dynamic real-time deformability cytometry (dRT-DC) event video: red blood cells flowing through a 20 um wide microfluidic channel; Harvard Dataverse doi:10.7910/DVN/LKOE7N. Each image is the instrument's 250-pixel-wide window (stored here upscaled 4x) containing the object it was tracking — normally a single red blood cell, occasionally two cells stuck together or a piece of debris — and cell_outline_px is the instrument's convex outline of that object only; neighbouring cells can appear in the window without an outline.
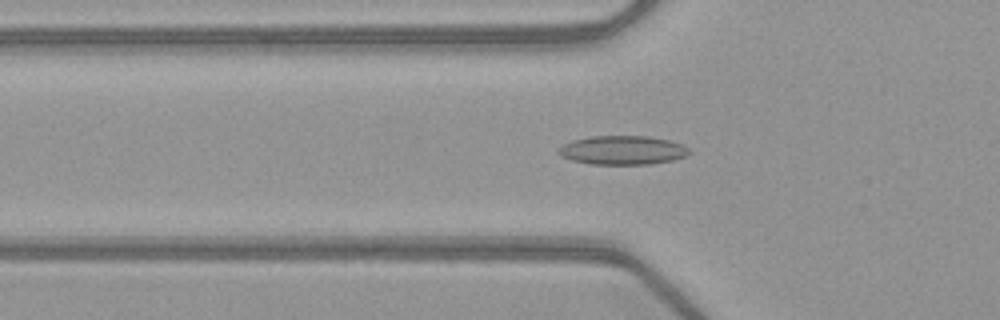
{"species": "common noctule bat (a hibernating species)", "species_latin": "Nyctalus noctula", "temperature_condition": "warm", "stored_images_in_passage": 48, "camera_frame_rate_fps": 3000, "um_per_image_px": 0.085, "animal": {"sex": "female", "body_mass_g": 21.9}, "frame": {"image": 1, "passage_image": 14, "time_ms": 4.333, "image_size_px": [1000, 320], "cell_outline_px": [[692, 152], [684, 156], [672, 160], [652, 164], [592, 164], [572, 160], [560, 156], [556, 152], [556, 148], [572, 140], [592, 136], [648, 136], [668, 140], [684, 144]], "centroid_in_image_um": [52.9, 12.76], "position_along_channel_um": 72.9, "area_um2": 22.14}}
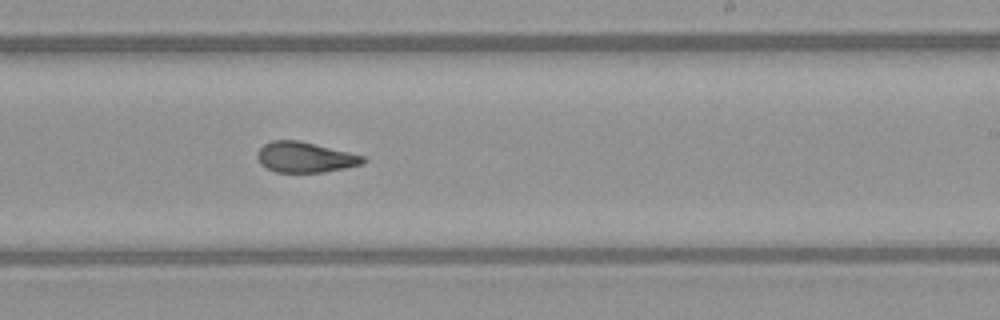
{"frame": {"image": 2, "passage_image": 28, "time_ms": 9.0, "image_size_px": [1000, 320], "cell_outline_px": [[368, 160], [364, 164], [324, 172], [276, 172], [260, 164], [256, 156], [256, 152], [264, 144], [272, 140], [300, 140], [364, 156]], "centroid_in_image_um": [25.92, 13.36], "position_along_channel_um": 263.1, "area_um2": 18.84}}
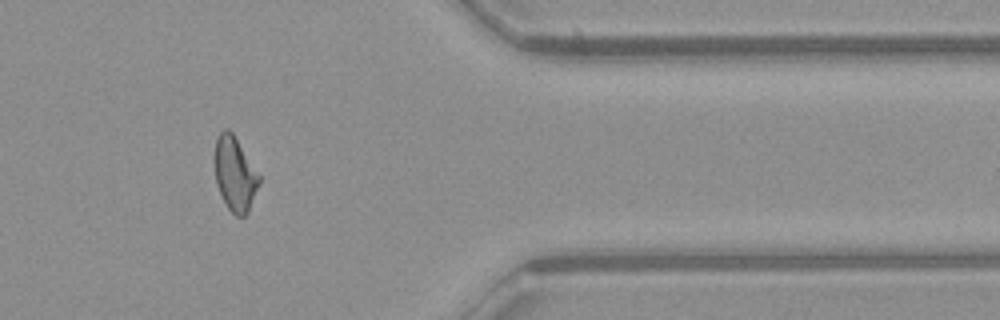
{"frame": {"image": 3, "passage_image": 39, "time_ms": 12.667, "image_size_px": [1000, 320], "cell_outline_px": [[260, 184], [248, 212], [244, 216], [236, 216], [228, 208], [216, 184], [216, 140], [220, 132], [224, 128], [228, 128], [232, 132], [260, 176]], "centroid_in_image_um": [19.99, 14.8], "position_along_channel_um": 391.4, "area_um2": 18.79}, "authors_computed_cell_mechanics": {"area_um2": 19.7965, "velocity_mm_per_s": 4.0421, "shape_relaxation_time_tau1_ms": null, "shape_relaxation_time_tau2_ms": 2.4402, "deformation_change_tau1": null, "deformation_change_tau2": 0.0845}}